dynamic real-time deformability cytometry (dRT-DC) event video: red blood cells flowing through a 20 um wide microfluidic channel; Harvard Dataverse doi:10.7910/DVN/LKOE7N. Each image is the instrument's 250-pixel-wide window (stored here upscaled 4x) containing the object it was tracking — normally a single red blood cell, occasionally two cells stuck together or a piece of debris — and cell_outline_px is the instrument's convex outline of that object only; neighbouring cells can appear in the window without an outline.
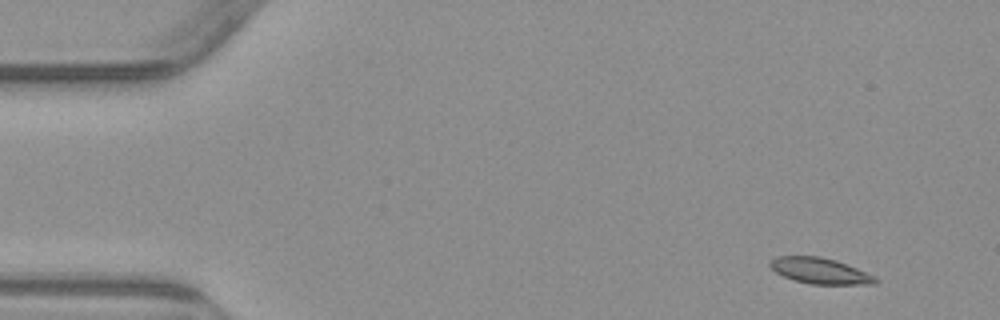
{"species": "common noctule bat (a hibernating species)", "species_latin": "Nyctalus noctula", "temperature_condition": "warm", "stored_images_in_passage": 4, "camera_frame_rate_fps": 3000, "um_per_image_px": 0.085, "animal": {"sex": "male", "body_mass_g": 23.1, "forearm_length_mm": 52.7}, "frame": {"image": 1, "passage_image": 1, "time_ms": 0.0, "image_size_px": [1000, 320], "cell_outline_px": [[880, 280], [876, 284], [812, 284], [792, 280], [776, 272], [768, 264], [768, 260], [776, 256], [820, 256], [836, 260], [876, 276]], "centroid_in_image_um": [69.69, 23.01], "position_along_channel_um": 15.3, "area_um2": 16.01}}
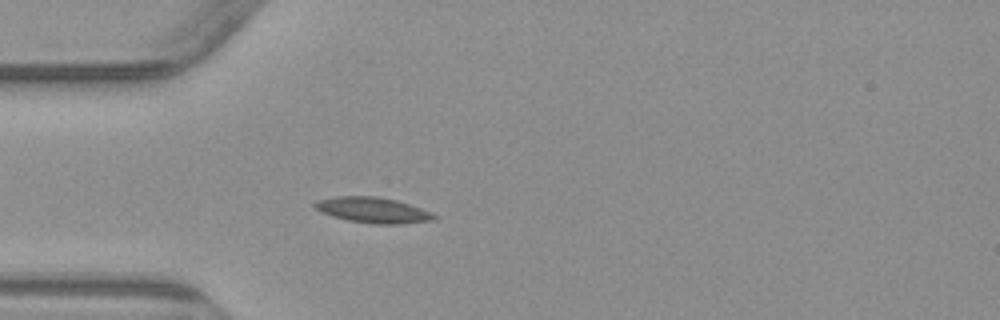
{"frame": {"image": 2, "passage_image": 4, "time_ms": 3.667, "image_size_px": [1000, 320], "cell_outline_px": [[436, 216], [432, 220], [400, 224], [372, 224], [348, 220], [332, 216], [320, 212], [312, 204], [316, 200], [336, 196], [376, 196], [396, 200], [432, 212]], "centroid_in_image_um": [31.65, 17.85], "position_along_channel_um": 53.4, "area_um2": 17.74}}